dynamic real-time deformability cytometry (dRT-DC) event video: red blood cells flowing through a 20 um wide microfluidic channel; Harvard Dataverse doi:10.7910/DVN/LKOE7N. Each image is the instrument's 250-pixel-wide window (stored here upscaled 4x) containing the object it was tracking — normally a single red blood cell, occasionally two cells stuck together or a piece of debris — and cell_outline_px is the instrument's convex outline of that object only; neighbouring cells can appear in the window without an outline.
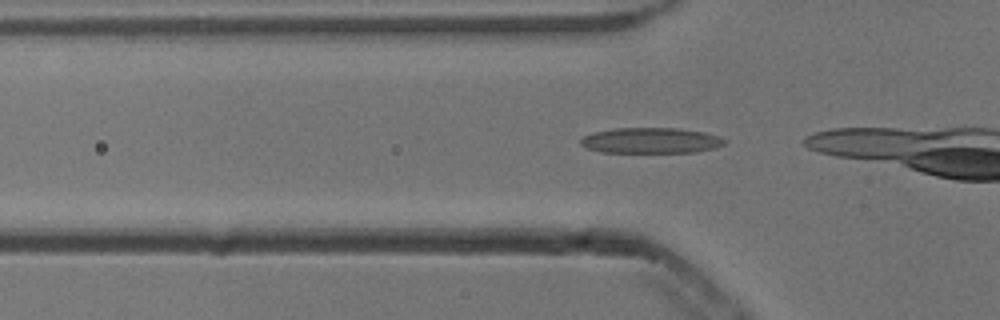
{"species": "common noctule bat (a hibernating species)", "species_latin": "Nyctalus noctula", "temperature_condition": "cold", "stored_images_in_passage": 7, "camera_frame_rate_fps": 3000, "um_per_image_px": 0.085, "animal": {"sex": "male", "body_mass_g": 13.3}, "frame": {"image": 1, "passage_image": 2, "time_ms": 0.333, "image_size_px": [1000, 320], "cell_outline_px": [[728, 140], [724, 144], [716, 148], [696, 152], [600, 152], [588, 148], [580, 144], [580, 140], [584, 136], [596, 132], [616, 128], [676, 128], [700, 132], [716, 136]], "centroid_in_image_um": [55.33, 11.95], "position_along_channel_um": 70.5, "area_um2": 21.21}}